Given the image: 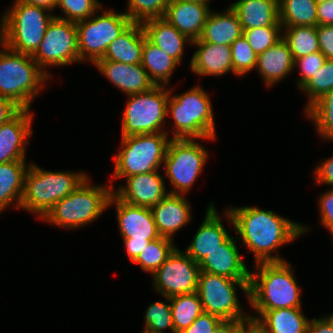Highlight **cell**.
Listing matches in <instances>:
<instances>
[{
    "label": "cell",
    "mask_w": 333,
    "mask_h": 333,
    "mask_svg": "<svg viewBox=\"0 0 333 333\" xmlns=\"http://www.w3.org/2000/svg\"><path fill=\"white\" fill-rule=\"evenodd\" d=\"M224 209V219L233 227L238 242L252 252L254 265L286 261L279 254L280 247L293 243L310 229L270 209L252 205Z\"/></svg>",
    "instance_id": "6da1fadb"
},
{
    "label": "cell",
    "mask_w": 333,
    "mask_h": 333,
    "mask_svg": "<svg viewBox=\"0 0 333 333\" xmlns=\"http://www.w3.org/2000/svg\"><path fill=\"white\" fill-rule=\"evenodd\" d=\"M250 272L249 300L252 310L303 308L302 287L290 261L257 263Z\"/></svg>",
    "instance_id": "7a4b0ae2"
},
{
    "label": "cell",
    "mask_w": 333,
    "mask_h": 333,
    "mask_svg": "<svg viewBox=\"0 0 333 333\" xmlns=\"http://www.w3.org/2000/svg\"><path fill=\"white\" fill-rule=\"evenodd\" d=\"M173 91L172 86L167 103V117L173 120L172 131H167L171 139L216 140L212 100L202 85L197 84L181 94Z\"/></svg>",
    "instance_id": "3957f363"
},
{
    "label": "cell",
    "mask_w": 333,
    "mask_h": 333,
    "mask_svg": "<svg viewBox=\"0 0 333 333\" xmlns=\"http://www.w3.org/2000/svg\"><path fill=\"white\" fill-rule=\"evenodd\" d=\"M31 162L26 174L20 209L42 220L53 206L89 176L84 171H51Z\"/></svg>",
    "instance_id": "277c9868"
},
{
    "label": "cell",
    "mask_w": 333,
    "mask_h": 333,
    "mask_svg": "<svg viewBox=\"0 0 333 333\" xmlns=\"http://www.w3.org/2000/svg\"><path fill=\"white\" fill-rule=\"evenodd\" d=\"M49 80L52 79L31 55L6 46L0 51V96L10 99L21 109L32 110V103Z\"/></svg>",
    "instance_id": "5b68a950"
},
{
    "label": "cell",
    "mask_w": 333,
    "mask_h": 333,
    "mask_svg": "<svg viewBox=\"0 0 333 333\" xmlns=\"http://www.w3.org/2000/svg\"><path fill=\"white\" fill-rule=\"evenodd\" d=\"M112 193L111 185L92 184L88 176L67 197L58 201L42 221L65 230L86 227L105 213Z\"/></svg>",
    "instance_id": "8992f818"
},
{
    "label": "cell",
    "mask_w": 333,
    "mask_h": 333,
    "mask_svg": "<svg viewBox=\"0 0 333 333\" xmlns=\"http://www.w3.org/2000/svg\"><path fill=\"white\" fill-rule=\"evenodd\" d=\"M166 132L121 137L118 152L112 156L114 172L109 178L112 190L114 180L137 174L158 171L163 167L171 138Z\"/></svg>",
    "instance_id": "52a82bcc"
},
{
    "label": "cell",
    "mask_w": 333,
    "mask_h": 333,
    "mask_svg": "<svg viewBox=\"0 0 333 333\" xmlns=\"http://www.w3.org/2000/svg\"><path fill=\"white\" fill-rule=\"evenodd\" d=\"M54 17L55 13L43 7L14 0L0 18L4 26L5 46L32 56Z\"/></svg>",
    "instance_id": "ba28073f"
},
{
    "label": "cell",
    "mask_w": 333,
    "mask_h": 333,
    "mask_svg": "<svg viewBox=\"0 0 333 333\" xmlns=\"http://www.w3.org/2000/svg\"><path fill=\"white\" fill-rule=\"evenodd\" d=\"M170 86H154L149 91L127 96L122 113L121 137L166 132Z\"/></svg>",
    "instance_id": "9c48e42d"
},
{
    "label": "cell",
    "mask_w": 333,
    "mask_h": 333,
    "mask_svg": "<svg viewBox=\"0 0 333 333\" xmlns=\"http://www.w3.org/2000/svg\"><path fill=\"white\" fill-rule=\"evenodd\" d=\"M200 139H171L169 141L163 170L168 178L170 194L187 195L203 173L209 159V151Z\"/></svg>",
    "instance_id": "30bf717a"
},
{
    "label": "cell",
    "mask_w": 333,
    "mask_h": 333,
    "mask_svg": "<svg viewBox=\"0 0 333 333\" xmlns=\"http://www.w3.org/2000/svg\"><path fill=\"white\" fill-rule=\"evenodd\" d=\"M250 279H231L225 276L200 271L197 294L203 310L222 320L250 321V313H245L238 297V288L249 300Z\"/></svg>",
    "instance_id": "8fae6325"
},
{
    "label": "cell",
    "mask_w": 333,
    "mask_h": 333,
    "mask_svg": "<svg viewBox=\"0 0 333 333\" xmlns=\"http://www.w3.org/2000/svg\"><path fill=\"white\" fill-rule=\"evenodd\" d=\"M100 12L97 11L90 18L75 23L79 64H94L103 58L107 47L132 23L124 11L101 8Z\"/></svg>",
    "instance_id": "7c38bea8"
},
{
    "label": "cell",
    "mask_w": 333,
    "mask_h": 333,
    "mask_svg": "<svg viewBox=\"0 0 333 333\" xmlns=\"http://www.w3.org/2000/svg\"><path fill=\"white\" fill-rule=\"evenodd\" d=\"M32 58L51 79L54 77L50 72L52 67H65L79 63L78 33L75 22L54 17Z\"/></svg>",
    "instance_id": "4fadbf2b"
},
{
    "label": "cell",
    "mask_w": 333,
    "mask_h": 333,
    "mask_svg": "<svg viewBox=\"0 0 333 333\" xmlns=\"http://www.w3.org/2000/svg\"><path fill=\"white\" fill-rule=\"evenodd\" d=\"M199 274V263L177 247L151 275V284L159 296L190 294L197 292Z\"/></svg>",
    "instance_id": "5bb4252c"
},
{
    "label": "cell",
    "mask_w": 333,
    "mask_h": 333,
    "mask_svg": "<svg viewBox=\"0 0 333 333\" xmlns=\"http://www.w3.org/2000/svg\"><path fill=\"white\" fill-rule=\"evenodd\" d=\"M113 205L123 241H152L160 237L151 208L127 204L112 193L108 208Z\"/></svg>",
    "instance_id": "9a60e30c"
},
{
    "label": "cell",
    "mask_w": 333,
    "mask_h": 333,
    "mask_svg": "<svg viewBox=\"0 0 333 333\" xmlns=\"http://www.w3.org/2000/svg\"><path fill=\"white\" fill-rule=\"evenodd\" d=\"M159 172L160 170L126 177V184L114 187L113 193L127 204L152 208L161 203L169 193L166 179Z\"/></svg>",
    "instance_id": "2e32d148"
},
{
    "label": "cell",
    "mask_w": 333,
    "mask_h": 333,
    "mask_svg": "<svg viewBox=\"0 0 333 333\" xmlns=\"http://www.w3.org/2000/svg\"><path fill=\"white\" fill-rule=\"evenodd\" d=\"M34 114L21 109L14 117L0 125V163L26 161V146L30 144Z\"/></svg>",
    "instance_id": "e0dca14e"
},
{
    "label": "cell",
    "mask_w": 333,
    "mask_h": 333,
    "mask_svg": "<svg viewBox=\"0 0 333 333\" xmlns=\"http://www.w3.org/2000/svg\"><path fill=\"white\" fill-rule=\"evenodd\" d=\"M209 203L201 225L194 233L190 244L183 249L197 263H200L208 253L219 248L232 233V230L228 232L223 225L214 201Z\"/></svg>",
    "instance_id": "ac0fdd59"
},
{
    "label": "cell",
    "mask_w": 333,
    "mask_h": 333,
    "mask_svg": "<svg viewBox=\"0 0 333 333\" xmlns=\"http://www.w3.org/2000/svg\"><path fill=\"white\" fill-rule=\"evenodd\" d=\"M234 238L230 235L219 248L208 253L199 263L200 271L231 279H250L251 270L238 250V239Z\"/></svg>",
    "instance_id": "d6986e66"
},
{
    "label": "cell",
    "mask_w": 333,
    "mask_h": 333,
    "mask_svg": "<svg viewBox=\"0 0 333 333\" xmlns=\"http://www.w3.org/2000/svg\"><path fill=\"white\" fill-rule=\"evenodd\" d=\"M94 67L126 96L149 91L155 85L141 64H125L99 59Z\"/></svg>",
    "instance_id": "ffe728a7"
},
{
    "label": "cell",
    "mask_w": 333,
    "mask_h": 333,
    "mask_svg": "<svg viewBox=\"0 0 333 333\" xmlns=\"http://www.w3.org/2000/svg\"><path fill=\"white\" fill-rule=\"evenodd\" d=\"M160 236L174 240L176 232L192 222V207L186 195L168 193L151 208ZM187 224V225H186Z\"/></svg>",
    "instance_id": "44dd1931"
},
{
    "label": "cell",
    "mask_w": 333,
    "mask_h": 333,
    "mask_svg": "<svg viewBox=\"0 0 333 333\" xmlns=\"http://www.w3.org/2000/svg\"><path fill=\"white\" fill-rule=\"evenodd\" d=\"M196 48L191 56L189 68L195 75L222 77L233 73L231 47L211 44L200 39L193 41Z\"/></svg>",
    "instance_id": "7402d4cb"
},
{
    "label": "cell",
    "mask_w": 333,
    "mask_h": 333,
    "mask_svg": "<svg viewBox=\"0 0 333 333\" xmlns=\"http://www.w3.org/2000/svg\"><path fill=\"white\" fill-rule=\"evenodd\" d=\"M211 10L206 4L170 0L163 18L191 41H196L202 35Z\"/></svg>",
    "instance_id": "603a6c76"
},
{
    "label": "cell",
    "mask_w": 333,
    "mask_h": 333,
    "mask_svg": "<svg viewBox=\"0 0 333 333\" xmlns=\"http://www.w3.org/2000/svg\"><path fill=\"white\" fill-rule=\"evenodd\" d=\"M257 73L268 88H273L294 71V60L288 43L282 38L258 55Z\"/></svg>",
    "instance_id": "cb8c5ba5"
},
{
    "label": "cell",
    "mask_w": 333,
    "mask_h": 333,
    "mask_svg": "<svg viewBox=\"0 0 333 333\" xmlns=\"http://www.w3.org/2000/svg\"><path fill=\"white\" fill-rule=\"evenodd\" d=\"M255 311V312H254ZM250 319L260 333H306L310 319L303 308H281L275 310H253Z\"/></svg>",
    "instance_id": "d4e9b609"
},
{
    "label": "cell",
    "mask_w": 333,
    "mask_h": 333,
    "mask_svg": "<svg viewBox=\"0 0 333 333\" xmlns=\"http://www.w3.org/2000/svg\"><path fill=\"white\" fill-rule=\"evenodd\" d=\"M142 26L146 38L181 65L185 46H192L193 41L180 33L164 18L145 20L142 22Z\"/></svg>",
    "instance_id": "484cf974"
},
{
    "label": "cell",
    "mask_w": 333,
    "mask_h": 333,
    "mask_svg": "<svg viewBox=\"0 0 333 333\" xmlns=\"http://www.w3.org/2000/svg\"><path fill=\"white\" fill-rule=\"evenodd\" d=\"M243 35V29L237 13L230 7L220 12L211 10L201 37L203 42L231 46Z\"/></svg>",
    "instance_id": "4316f807"
},
{
    "label": "cell",
    "mask_w": 333,
    "mask_h": 333,
    "mask_svg": "<svg viewBox=\"0 0 333 333\" xmlns=\"http://www.w3.org/2000/svg\"><path fill=\"white\" fill-rule=\"evenodd\" d=\"M146 34L142 23L132 22L106 49L101 59L125 64H141Z\"/></svg>",
    "instance_id": "83f0119b"
},
{
    "label": "cell",
    "mask_w": 333,
    "mask_h": 333,
    "mask_svg": "<svg viewBox=\"0 0 333 333\" xmlns=\"http://www.w3.org/2000/svg\"><path fill=\"white\" fill-rule=\"evenodd\" d=\"M230 7L237 13L243 30L282 26L278 0H237Z\"/></svg>",
    "instance_id": "f1b7e54d"
},
{
    "label": "cell",
    "mask_w": 333,
    "mask_h": 333,
    "mask_svg": "<svg viewBox=\"0 0 333 333\" xmlns=\"http://www.w3.org/2000/svg\"><path fill=\"white\" fill-rule=\"evenodd\" d=\"M30 164L27 161L0 163V214L11 205L20 210L25 174Z\"/></svg>",
    "instance_id": "f546056e"
},
{
    "label": "cell",
    "mask_w": 333,
    "mask_h": 333,
    "mask_svg": "<svg viewBox=\"0 0 333 333\" xmlns=\"http://www.w3.org/2000/svg\"><path fill=\"white\" fill-rule=\"evenodd\" d=\"M141 65L155 86L169 87L170 78L180 64L145 38Z\"/></svg>",
    "instance_id": "4dcf8cb0"
},
{
    "label": "cell",
    "mask_w": 333,
    "mask_h": 333,
    "mask_svg": "<svg viewBox=\"0 0 333 333\" xmlns=\"http://www.w3.org/2000/svg\"><path fill=\"white\" fill-rule=\"evenodd\" d=\"M316 0H278L282 27L317 26Z\"/></svg>",
    "instance_id": "1f68e13d"
},
{
    "label": "cell",
    "mask_w": 333,
    "mask_h": 333,
    "mask_svg": "<svg viewBox=\"0 0 333 333\" xmlns=\"http://www.w3.org/2000/svg\"><path fill=\"white\" fill-rule=\"evenodd\" d=\"M174 333L188 328L204 312L197 292L170 297Z\"/></svg>",
    "instance_id": "d6a6232c"
},
{
    "label": "cell",
    "mask_w": 333,
    "mask_h": 333,
    "mask_svg": "<svg viewBox=\"0 0 333 333\" xmlns=\"http://www.w3.org/2000/svg\"><path fill=\"white\" fill-rule=\"evenodd\" d=\"M283 39L288 43L293 60L319 52L316 26L282 27Z\"/></svg>",
    "instance_id": "836d02e7"
},
{
    "label": "cell",
    "mask_w": 333,
    "mask_h": 333,
    "mask_svg": "<svg viewBox=\"0 0 333 333\" xmlns=\"http://www.w3.org/2000/svg\"><path fill=\"white\" fill-rule=\"evenodd\" d=\"M174 242L170 238L160 236L150 241L132 263L152 275L178 247Z\"/></svg>",
    "instance_id": "e575fe53"
},
{
    "label": "cell",
    "mask_w": 333,
    "mask_h": 333,
    "mask_svg": "<svg viewBox=\"0 0 333 333\" xmlns=\"http://www.w3.org/2000/svg\"><path fill=\"white\" fill-rule=\"evenodd\" d=\"M322 140L333 138V89L317 100L305 113Z\"/></svg>",
    "instance_id": "d590c367"
},
{
    "label": "cell",
    "mask_w": 333,
    "mask_h": 333,
    "mask_svg": "<svg viewBox=\"0 0 333 333\" xmlns=\"http://www.w3.org/2000/svg\"><path fill=\"white\" fill-rule=\"evenodd\" d=\"M165 301H155L147 306L144 314V327L141 333H174V324L170 298L162 296Z\"/></svg>",
    "instance_id": "8d00e7d4"
},
{
    "label": "cell",
    "mask_w": 333,
    "mask_h": 333,
    "mask_svg": "<svg viewBox=\"0 0 333 333\" xmlns=\"http://www.w3.org/2000/svg\"><path fill=\"white\" fill-rule=\"evenodd\" d=\"M333 89V60L326 59L315 73L299 90L307 95L306 112L317 100Z\"/></svg>",
    "instance_id": "74e56055"
},
{
    "label": "cell",
    "mask_w": 333,
    "mask_h": 333,
    "mask_svg": "<svg viewBox=\"0 0 333 333\" xmlns=\"http://www.w3.org/2000/svg\"><path fill=\"white\" fill-rule=\"evenodd\" d=\"M170 0H127L124 12L132 22L142 23L152 18H163Z\"/></svg>",
    "instance_id": "f35d334b"
},
{
    "label": "cell",
    "mask_w": 333,
    "mask_h": 333,
    "mask_svg": "<svg viewBox=\"0 0 333 333\" xmlns=\"http://www.w3.org/2000/svg\"><path fill=\"white\" fill-rule=\"evenodd\" d=\"M230 47L234 76L243 77L256 69L258 56L250 47L244 35L237 38Z\"/></svg>",
    "instance_id": "ab89813d"
},
{
    "label": "cell",
    "mask_w": 333,
    "mask_h": 333,
    "mask_svg": "<svg viewBox=\"0 0 333 333\" xmlns=\"http://www.w3.org/2000/svg\"><path fill=\"white\" fill-rule=\"evenodd\" d=\"M103 4L98 0H58L56 9L60 8L63 15H55L56 18L78 22L90 18L100 11Z\"/></svg>",
    "instance_id": "60d3db41"
},
{
    "label": "cell",
    "mask_w": 333,
    "mask_h": 333,
    "mask_svg": "<svg viewBox=\"0 0 333 333\" xmlns=\"http://www.w3.org/2000/svg\"><path fill=\"white\" fill-rule=\"evenodd\" d=\"M250 47L258 56L283 38L282 26H264L243 30Z\"/></svg>",
    "instance_id": "b9f144b4"
},
{
    "label": "cell",
    "mask_w": 333,
    "mask_h": 333,
    "mask_svg": "<svg viewBox=\"0 0 333 333\" xmlns=\"http://www.w3.org/2000/svg\"><path fill=\"white\" fill-rule=\"evenodd\" d=\"M325 60L326 57L320 51L294 60V70H300V77L296 80L297 90L317 73Z\"/></svg>",
    "instance_id": "7bdbcfd3"
},
{
    "label": "cell",
    "mask_w": 333,
    "mask_h": 333,
    "mask_svg": "<svg viewBox=\"0 0 333 333\" xmlns=\"http://www.w3.org/2000/svg\"><path fill=\"white\" fill-rule=\"evenodd\" d=\"M317 201L320 225L333 236V187L319 194Z\"/></svg>",
    "instance_id": "ee69618b"
},
{
    "label": "cell",
    "mask_w": 333,
    "mask_h": 333,
    "mask_svg": "<svg viewBox=\"0 0 333 333\" xmlns=\"http://www.w3.org/2000/svg\"><path fill=\"white\" fill-rule=\"evenodd\" d=\"M221 321L218 316L203 312L188 328L179 333H212Z\"/></svg>",
    "instance_id": "f6af8a7d"
},
{
    "label": "cell",
    "mask_w": 333,
    "mask_h": 333,
    "mask_svg": "<svg viewBox=\"0 0 333 333\" xmlns=\"http://www.w3.org/2000/svg\"><path fill=\"white\" fill-rule=\"evenodd\" d=\"M313 171L315 186L325 184L333 187V155L319 162Z\"/></svg>",
    "instance_id": "bcb514c9"
},
{
    "label": "cell",
    "mask_w": 333,
    "mask_h": 333,
    "mask_svg": "<svg viewBox=\"0 0 333 333\" xmlns=\"http://www.w3.org/2000/svg\"><path fill=\"white\" fill-rule=\"evenodd\" d=\"M316 31L320 52L333 60V25H317Z\"/></svg>",
    "instance_id": "7dc6e473"
},
{
    "label": "cell",
    "mask_w": 333,
    "mask_h": 333,
    "mask_svg": "<svg viewBox=\"0 0 333 333\" xmlns=\"http://www.w3.org/2000/svg\"><path fill=\"white\" fill-rule=\"evenodd\" d=\"M306 333H333V314L310 319Z\"/></svg>",
    "instance_id": "c3c4849f"
},
{
    "label": "cell",
    "mask_w": 333,
    "mask_h": 333,
    "mask_svg": "<svg viewBox=\"0 0 333 333\" xmlns=\"http://www.w3.org/2000/svg\"><path fill=\"white\" fill-rule=\"evenodd\" d=\"M317 25H333V0L317 3Z\"/></svg>",
    "instance_id": "681fc988"
},
{
    "label": "cell",
    "mask_w": 333,
    "mask_h": 333,
    "mask_svg": "<svg viewBox=\"0 0 333 333\" xmlns=\"http://www.w3.org/2000/svg\"><path fill=\"white\" fill-rule=\"evenodd\" d=\"M21 108L8 98L0 96V125L14 117Z\"/></svg>",
    "instance_id": "f907efd6"
},
{
    "label": "cell",
    "mask_w": 333,
    "mask_h": 333,
    "mask_svg": "<svg viewBox=\"0 0 333 333\" xmlns=\"http://www.w3.org/2000/svg\"><path fill=\"white\" fill-rule=\"evenodd\" d=\"M127 257L131 263L137 258L140 252L146 247L150 241H123Z\"/></svg>",
    "instance_id": "816d5d0a"
},
{
    "label": "cell",
    "mask_w": 333,
    "mask_h": 333,
    "mask_svg": "<svg viewBox=\"0 0 333 333\" xmlns=\"http://www.w3.org/2000/svg\"><path fill=\"white\" fill-rule=\"evenodd\" d=\"M245 322L238 320H222L212 333H235Z\"/></svg>",
    "instance_id": "f5cc1de1"
},
{
    "label": "cell",
    "mask_w": 333,
    "mask_h": 333,
    "mask_svg": "<svg viewBox=\"0 0 333 333\" xmlns=\"http://www.w3.org/2000/svg\"><path fill=\"white\" fill-rule=\"evenodd\" d=\"M21 1L30 5L43 7L53 13L54 10H56L58 4V0H21Z\"/></svg>",
    "instance_id": "db71d44e"
},
{
    "label": "cell",
    "mask_w": 333,
    "mask_h": 333,
    "mask_svg": "<svg viewBox=\"0 0 333 333\" xmlns=\"http://www.w3.org/2000/svg\"><path fill=\"white\" fill-rule=\"evenodd\" d=\"M235 333H259L257 324L250 320L245 322Z\"/></svg>",
    "instance_id": "11a10c76"
},
{
    "label": "cell",
    "mask_w": 333,
    "mask_h": 333,
    "mask_svg": "<svg viewBox=\"0 0 333 333\" xmlns=\"http://www.w3.org/2000/svg\"><path fill=\"white\" fill-rule=\"evenodd\" d=\"M5 47V32L2 20H0V51Z\"/></svg>",
    "instance_id": "9f6ffc18"
},
{
    "label": "cell",
    "mask_w": 333,
    "mask_h": 333,
    "mask_svg": "<svg viewBox=\"0 0 333 333\" xmlns=\"http://www.w3.org/2000/svg\"><path fill=\"white\" fill-rule=\"evenodd\" d=\"M180 1L197 2V3L206 4V5L210 6L209 3L212 0H180Z\"/></svg>",
    "instance_id": "6f0895ef"
}]
</instances>
